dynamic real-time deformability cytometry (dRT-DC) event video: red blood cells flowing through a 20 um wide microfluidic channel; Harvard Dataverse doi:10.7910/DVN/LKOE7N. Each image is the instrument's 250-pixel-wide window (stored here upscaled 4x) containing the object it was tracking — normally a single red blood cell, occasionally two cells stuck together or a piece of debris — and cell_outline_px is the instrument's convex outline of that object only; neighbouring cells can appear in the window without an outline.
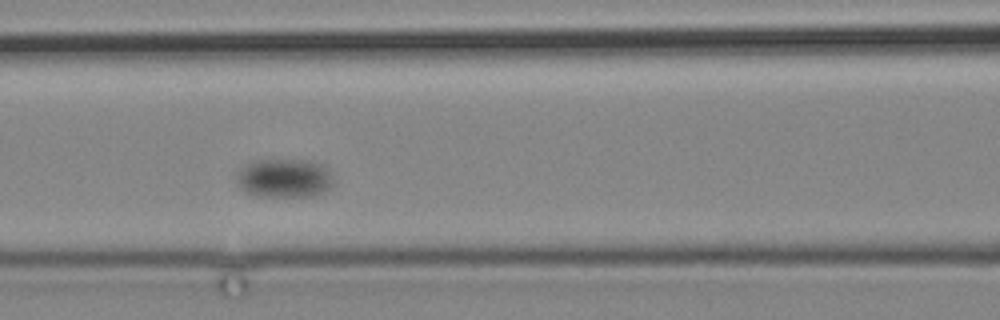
{"species": "common noctule bat (a hibernating species)", "species_latin": "Nyctalus noctula", "temperature_condition": "cold", "stored_images_in_passage": 9, "camera_frame_rate_fps": 3000, "um_per_image_px": 0.085, "animal": {"sex": "male", "body_mass_g": 19.2, "forearm_length_mm": 51.8}, "frame": {"image": 1, "passage_image": 4, "time_ms": 4.667, "image_size_px": [1000, 320], "cell_outline_px": [[332, 184], [324, 192], [312, 196], [256, 196], [240, 188], [236, 180], [236, 176], [248, 164], [256, 160], [312, 160], [324, 164], [328, 168], [332, 180]], "centroid_in_image_um": [24.2, 15.14], "position_along_channel_um": 142.4, "area_um2": 21.79}}
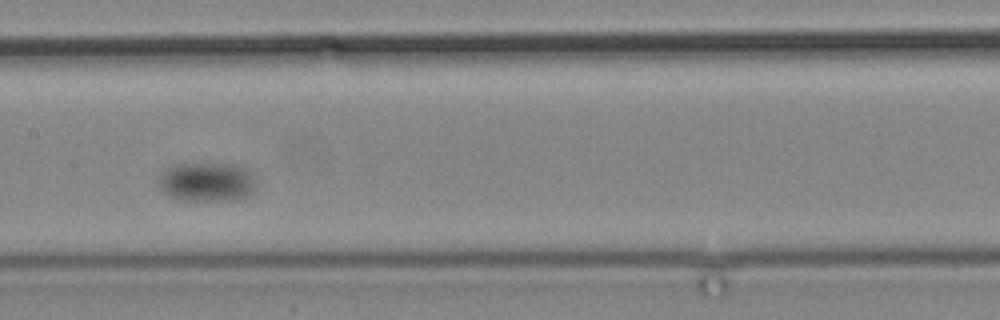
{"frame": {"image": 2, "passage_image": 6, "time_ms": 7.0, "image_size_px": [1000, 320], "cell_outline_px": [[256, 188], [252, 192], [236, 200], [184, 200], [172, 196], [164, 192], [160, 188], [160, 172], [172, 164], [236, 164], [248, 168], [252, 172]], "centroid_in_image_um": [17.61, 15.44], "position_along_channel_um": 189.8, "area_um2": 22.25}}
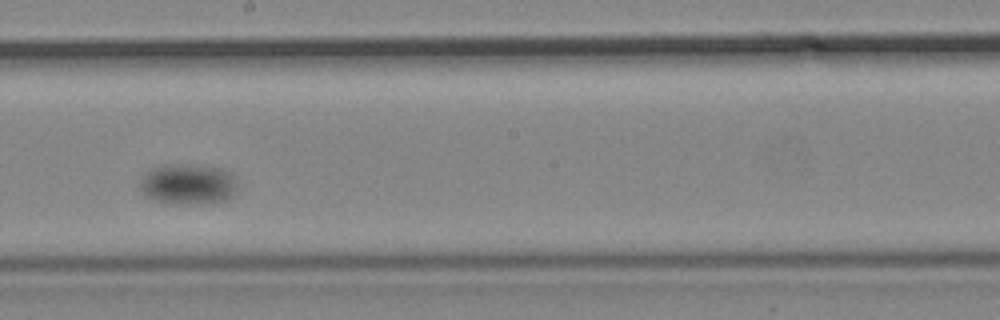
{"frame": {"image": 3, "passage_image": 8, "time_ms": 9.0, "image_size_px": [1000, 320], "cell_outline_px": [[236, 196], [224, 200], [204, 204], [172, 204], [156, 200], [144, 196], [140, 188], [140, 180], [152, 168], [164, 164], [184, 164], [220, 168], [228, 172], [232, 176], [236, 184]], "centroid_in_image_um": [15.97, 15.67], "position_along_channel_um": 232.2, "area_um2": 23.18}}